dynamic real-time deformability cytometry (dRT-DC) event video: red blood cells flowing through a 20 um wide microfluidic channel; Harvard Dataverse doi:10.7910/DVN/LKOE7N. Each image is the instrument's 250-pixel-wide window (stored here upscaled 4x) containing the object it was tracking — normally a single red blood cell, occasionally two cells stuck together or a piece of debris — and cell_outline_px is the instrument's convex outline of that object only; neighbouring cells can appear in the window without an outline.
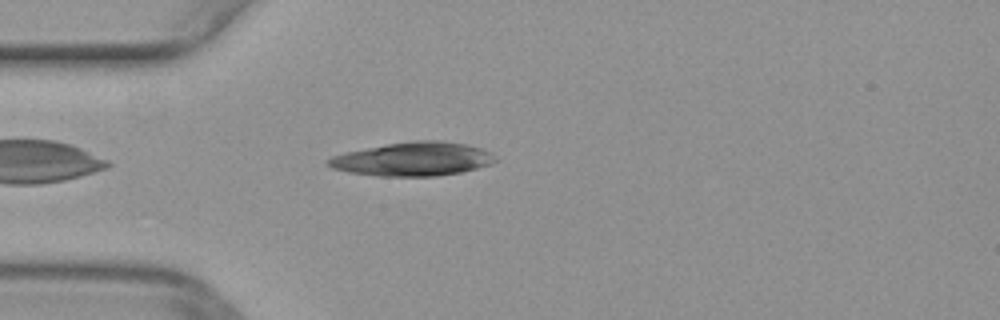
{"species": "common noctule bat (a hibernating species)", "species_latin": "Nyctalus noctula", "temperature_condition": "warm", "stored_images_in_passage": 6, "camera_frame_rate_fps": 3000, "um_per_image_px": 0.085, "animal": {"sex": "female", "body_mass_g": 29.2, "forearm_length_mm": 56.3}, "frame": {"image": 1, "passage_image": 1, "time_ms": 0.0, "image_size_px": [1000, 320], "cell_outline_px": [[500, 160], [492, 164], [460, 172], [436, 176], [380, 176], [348, 172], [332, 168], [324, 164], [324, 160], [332, 156], [344, 152], [388, 144], [412, 140], [440, 140], [464, 144], [480, 148], [492, 152]], "centroid_in_image_um": [35.09, 13.52], "position_along_channel_um": 49.9, "area_um2": 33.06}}